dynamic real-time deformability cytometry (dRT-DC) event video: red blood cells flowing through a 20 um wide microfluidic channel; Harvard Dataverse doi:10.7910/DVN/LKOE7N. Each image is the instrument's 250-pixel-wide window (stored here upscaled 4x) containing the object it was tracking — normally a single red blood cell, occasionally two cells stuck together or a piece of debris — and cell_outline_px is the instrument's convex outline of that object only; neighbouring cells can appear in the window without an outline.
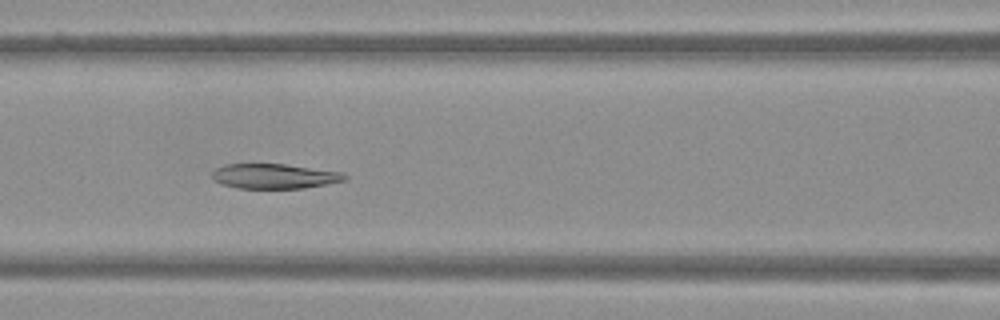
{"species": "Egyptian fruit bat (a non-hibernating species)", "species_latin": "Rousettus aegyptiacus", "temperature_condition": "warm", "stored_images_in_passage": 51, "camera_frame_rate_fps": 3000, "um_per_image_px": 0.085, "frame": {"image": 1, "passage_image": 23, "time_ms": 7.333, "image_size_px": [1000, 320], "cell_outline_px": [[348, 176], [344, 180], [304, 188], [240, 188], [220, 184], [212, 176], [212, 172], [216, 168], [224, 164], [284, 164], [344, 172]], "centroid_in_image_um": [23.31, 14.97], "position_along_channel_um": 143.3, "area_um2": 19.07}}
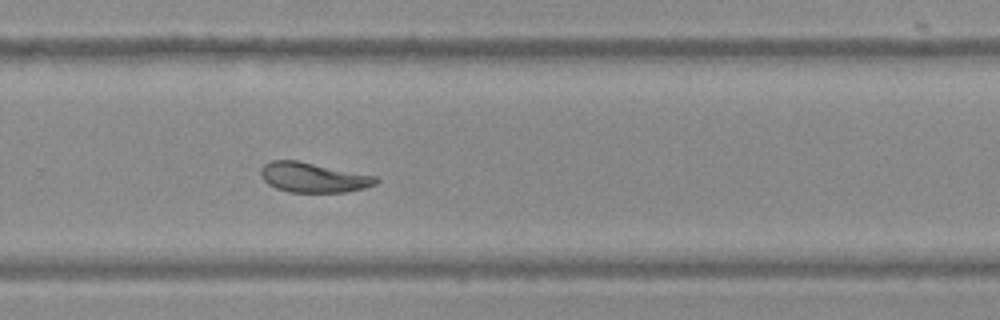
{"frame": {"image": 2, "passage_image": 35, "time_ms": 11.333, "image_size_px": [1000, 320], "cell_outline_px": [[380, 180], [376, 184], [364, 188], [344, 192], [288, 192], [276, 188], [268, 184], [260, 176], [260, 168], [264, 164], [272, 160], [296, 160], [376, 176]], "centroid_in_image_um": [26.6, 15.08], "position_along_channel_um": 303.2, "area_um2": 20.0}}
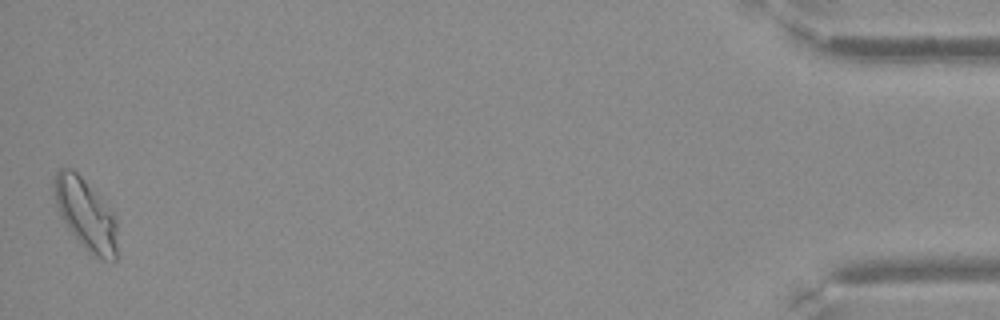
{"frame": {"image": 3, "passage_image": 51, "time_ms": 16.667, "image_size_px": [1000, 320], "cell_outline_px": [[116, 260], [104, 260], [88, 252], [84, 248], [68, 228], [60, 216], [56, 204], [52, 184], [56, 172], [60, 168], [72, 168], [84, 180], [116, 216]], "centroid_in_image_um": [7.26, 18.21], "position_along_channel_um": 427.9, "area_um2": 25.89}}